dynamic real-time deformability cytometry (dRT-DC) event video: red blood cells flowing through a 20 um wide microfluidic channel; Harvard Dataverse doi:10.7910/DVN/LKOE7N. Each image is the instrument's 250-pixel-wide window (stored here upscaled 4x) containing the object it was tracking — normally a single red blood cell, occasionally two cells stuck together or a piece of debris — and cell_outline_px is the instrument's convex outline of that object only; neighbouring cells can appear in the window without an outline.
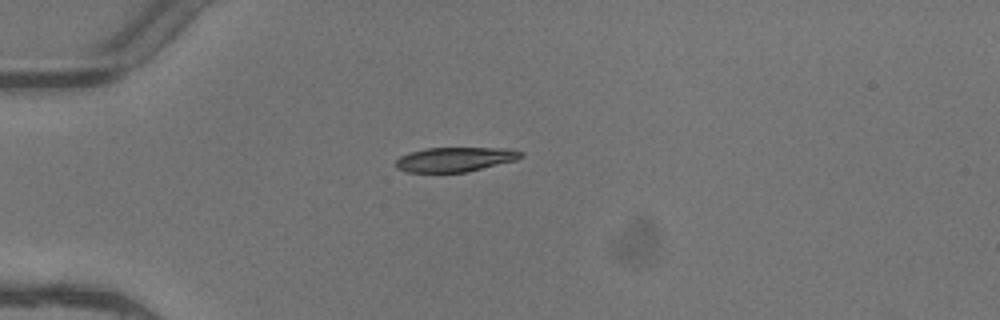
{"species": "common noctule bat (a hibernating species)", "species_latin": "Nyctalus noctula", "temperature_condition": "warm", "stored_images_in_passage": 4, "camera_frame_rate_fps": 3000, "um_per_image_px": 0.085, "animal": {"sex": "female"}, "frame": {"image": 1, "passage_image": 1, "time_ms": 0.0, "image_size_px": [1000, 320], "cell_outline_px": [[524, 156], [516, 160], [468, 172], [408, 172], [396, 168], [396, 160], [400, 156], [408, 152], [424, 148], [508, 148], [524, 152]], "centroid_in_image_um": [38.69, 13.54], "position_along_channel_um": 46.3, "area_um2": 18.03}}
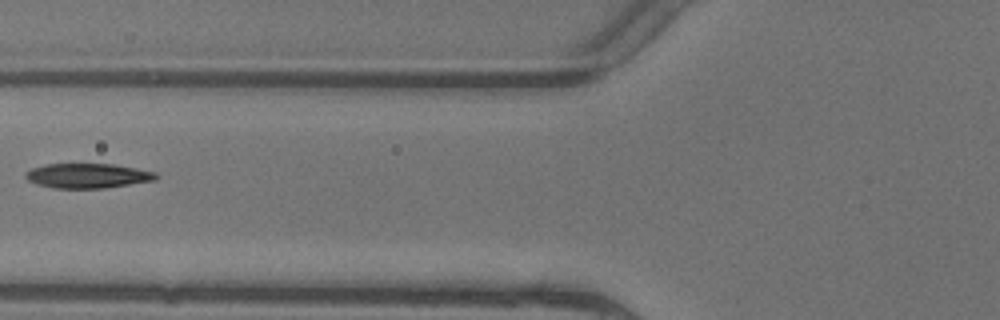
{"frame": {"image": 2, "passage_image": 3, "time_ms": 0.667, "image_size_px": [1000, 320], "cell_outline_px": [[160, 176], [156, 180], [104, 188], [52, 188], [36, 184], [28, 180], [24, 176], [24, 172], [32, 168], [44, 164], [112, 164], [136, 168], [156, 172]], "centroid_in_image_um": [7.44, 14.94], "position_along_channel_um": 118.4, "area_um2": 18.9}}
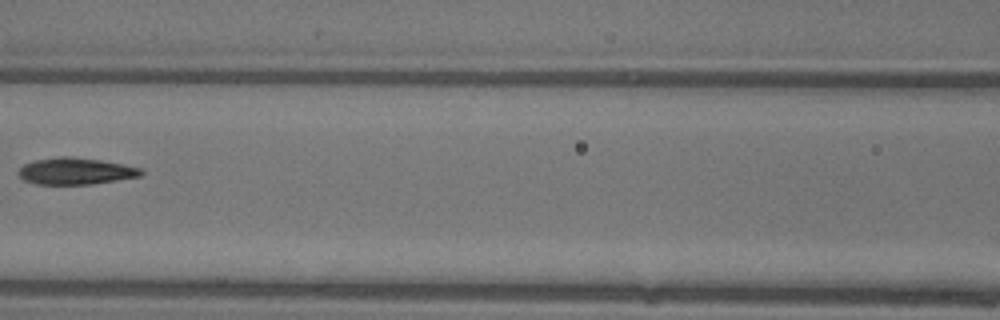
{"frame": {"image": 3, "passage_image": 4, "time_ms": 1.0, "image_size_px": [1000, 320], "cell_outline_px": [[144, 172], [140, 176], [92, 184], [36, 184], [24, 180], [20, 176], [20, 168], [24, 164], [32, 160], [64, 156], [100, 160], [124, 164], [140, 168]], "centroid_in_image_um": [6.43, 14.54], "position_along_channel_um": 160.2, "area_um2": 18.84}}